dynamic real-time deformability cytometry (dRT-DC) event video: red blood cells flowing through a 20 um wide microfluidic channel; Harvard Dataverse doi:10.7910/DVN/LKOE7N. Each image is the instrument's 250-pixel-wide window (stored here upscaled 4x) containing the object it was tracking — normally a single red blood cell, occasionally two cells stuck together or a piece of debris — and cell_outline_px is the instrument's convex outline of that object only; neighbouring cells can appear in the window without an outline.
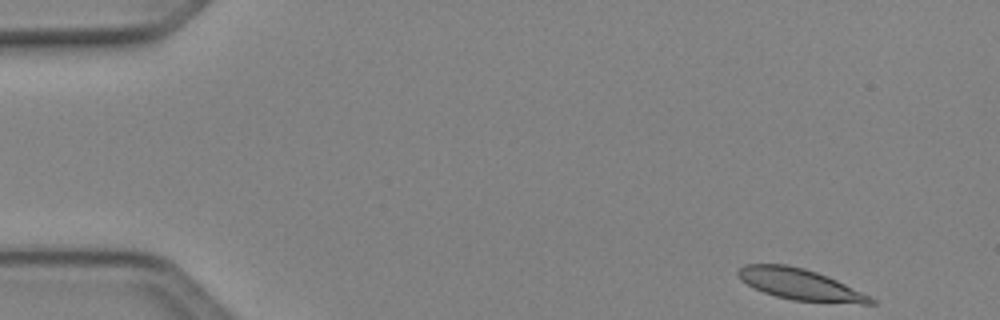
{"species": "Egyptian fruit bat (a non-hibernating species)", "species_latin": "Rousettus aegyptiacus", "temperature_condition": "cold", "stored_images_in_passage": 48, "segment_of_instrument_passage": [1, 2], "camera_frame_rate_fps": 3000, "um_per_image_px": 0.085, "animal": {"sex": "female"}, "frame": {"image": 1, "passage_image": 1, "time_ms": 0.0, "image_size_px": [1000, 320], "cell_outline_px": [[876, 304], [860, 304], [792, 300], [776, 296], [764, 292], [740, 280], [736, 272], [744, 264], [788, 264], [804, 268], [828, 276], [876, 300]], "centroid_in_image_um": [67.98, 24.17], "position_along_channel_um": 17.0, "area_um2": 23.81}}
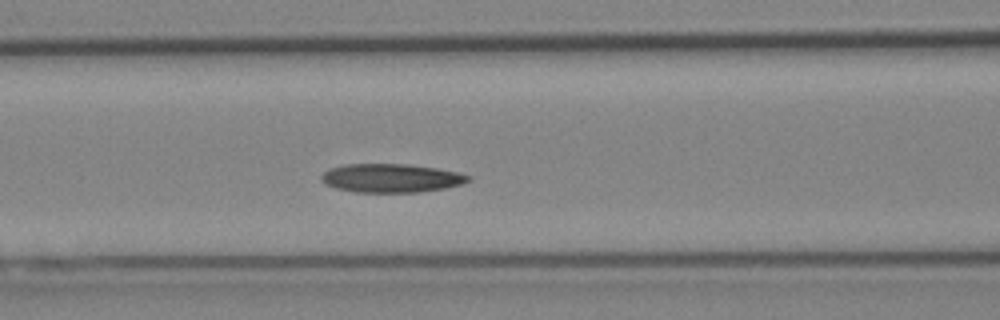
{"frame": {"image": 2, "passage_image": 18, "time_ms": 5.667, "image_size_px": [1000, 320], "cell_outline_px": [[472, 180], [460, 184], [444, 188], [420, 192], [356, 192], [336, 188], [320, 180], [320, 176], [328, 168], [344, 164], [408, 164], [436, 168], [460, 172], [472, 176]], "centroid_in_image_um": [33.26, 15.13], "position_along_channel_um": 133.3, "area_um2": 24.62}}
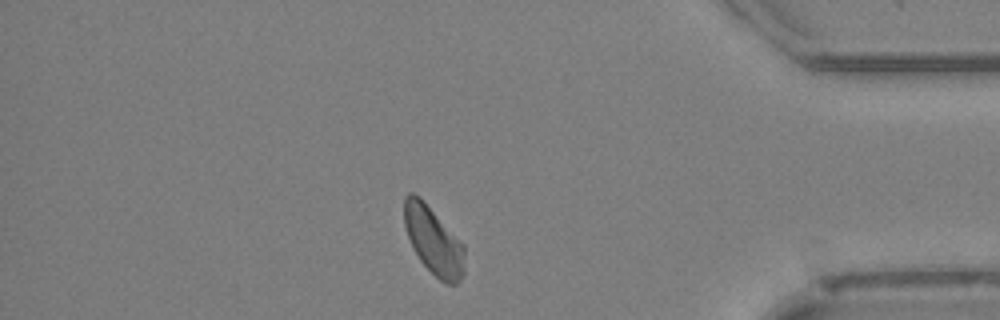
{"frame": {"image": 3, "passage_image": 40, "time_ms": 13.0, "image_size_px": [1000, 320], "cell_outline_px": [[464, 276], [456, 284], [448, 284], [440, 280], [420, 260], [408, 236], [404, 224], [404, 196], [408, 192], [412, 192], [420, 196], [464, 244]], "centroid_in_image_um": [36.86, 20.43], "position_along_channel_um": 398.3, "area_um2": 23.76}}